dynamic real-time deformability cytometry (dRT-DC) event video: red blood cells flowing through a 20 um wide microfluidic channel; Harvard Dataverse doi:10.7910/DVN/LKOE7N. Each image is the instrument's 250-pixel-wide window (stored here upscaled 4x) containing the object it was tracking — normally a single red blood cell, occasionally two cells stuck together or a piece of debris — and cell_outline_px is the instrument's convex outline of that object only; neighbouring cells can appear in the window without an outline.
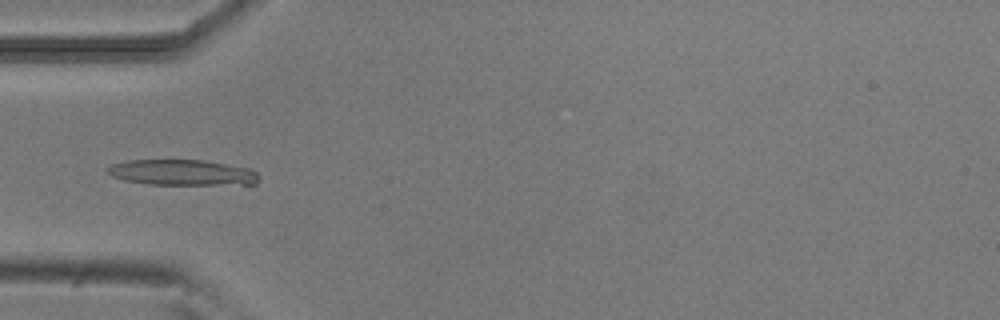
{"species": "common noctule bat (a hibernating species)", "species_latin": "Nyctalus noctula", "temperature_condition": "room temperature", "stored_images_in_passage": 51, "camera_frame_rate_fps": 3000, "um_per_image_px": 0.085, "animal": {"sex": "male", "body_mass_g": 20.5, "forearm_length_mm": 52.5}, "frame": {"image": 1, "passage_image": 16, "time_ms": 5.0, "image_size_px": [1000, 320], "cell_outline_px": [[256, 184], [148, 184], [124, 180], [112, 176], [104, 172], [104, 168], [112, 164], [128, 160], [204, 160], [252, 168], [256, 172]], "centroid_in_image_um": [15.42, 14.65], "position_along_channel_um": 69.6, "area_um2": 22.66}}
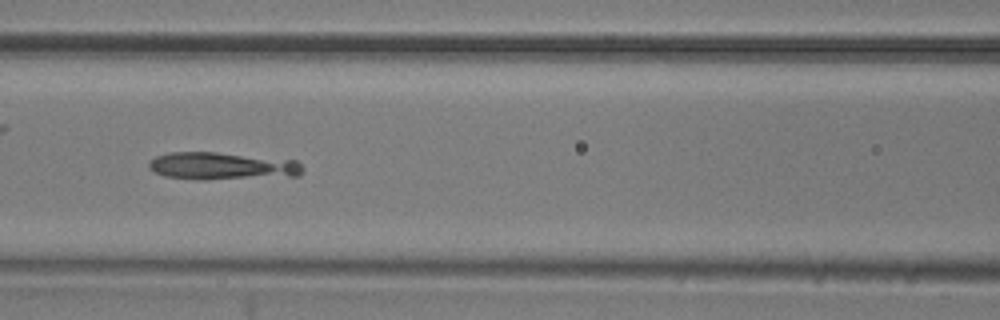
{"frame": {"image": 2, "passage_image": 22, "time_ms": 7.0, "image_size_px": [1000, 320], "cell_outline_px": [[304, 172], [300, 176], [204, 180], [196, 180], [164, 176], [148, 168], [148, 164], [156, 156], [168, 152], [216, 152], [296, 160], [304, 168]], "centroid_in_image_um": [18.91, 14.12], "position_along_channel_um": 147.7, "area_um2": 24.97}}
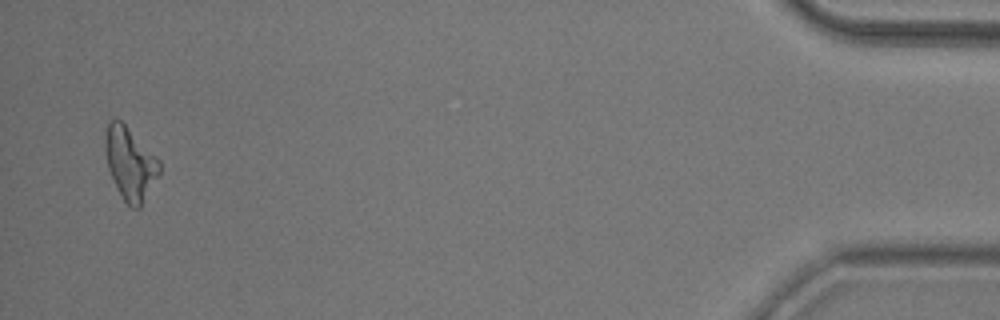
{"frame": {"image": 3, "passage_image": 50, "time_ms": 16.333, "image_size_px": [1000, 320], "cell_outline_px": [[160, 172], [140, 208], [132, 208], [124, 200], [108, 168], [104, 148], [104, 136], [108, 120], [120, 120], [160, 160]], "centroid_in_image_um": [11.05, 13.87], "position_along_channel_um": 424.2, "area_um2": 22.54}}